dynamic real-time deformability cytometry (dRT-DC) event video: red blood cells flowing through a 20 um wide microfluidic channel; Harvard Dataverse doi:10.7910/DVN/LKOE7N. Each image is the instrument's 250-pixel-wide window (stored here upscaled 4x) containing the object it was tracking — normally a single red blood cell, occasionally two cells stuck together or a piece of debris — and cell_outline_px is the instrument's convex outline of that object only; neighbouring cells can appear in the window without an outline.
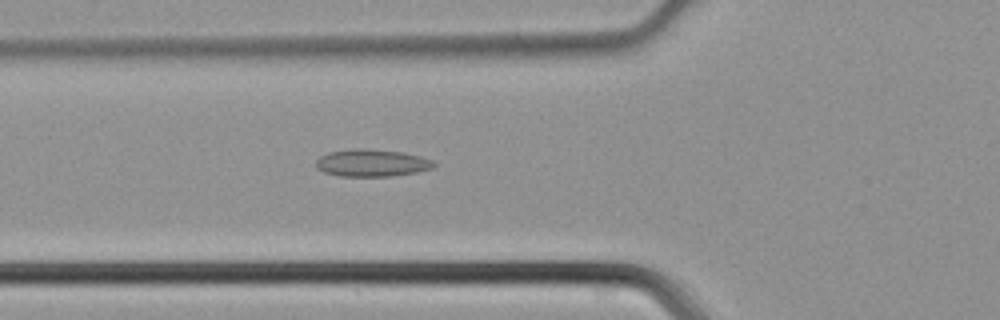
{"species": "common noctule bat (a hibernating species)", "species_latin": "Nyctalus noctula", "temperature_condition": "cold", "stored_images_in_passage": 33, "camera_frame_rate_fps": 3000, "um_per_image_px": 0.085, "animal": {"sex": "male", "body_mass_g": 21.5, "forearm_length_mm": 52.0}, "frame": {"image": 1, "passage_image": 7, "time_ms": 2.0, "image_size_px": [1000, 320], "cell_outline_px": [[436, 164], [432, 168], [416, 172], [392, 176], [340, 176], [324, 172], [316, 168], [316, 160], [320, 156], [328, 152], [352, 148], [368, 148], [404, 152], [420, 156], [432, 160]], "centroid_in_image_um": [31.58, 13.83], "position_along_channel_um": 94.2, "area_um2": 18.9}}
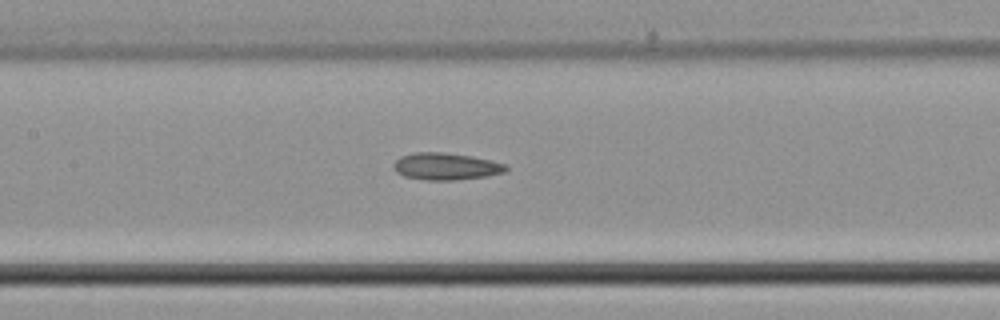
{"frame": {"image": 2, "passage_image": 12, "time_ms": 3.667, "image_size_px": [1000, 320], "cell_outline_px": [[508, 168], [504, 172], [488, 176], [456, 180], [428, 180], [404, 176], [396, 172], [392, 164], [400, 156], [416, 152], [440, 152], [472, 156], [492, 160], [504, 164]], "centroid_in_image_um": [37.89, 14.14], "position_along_channel_um": 169.5, "area_um2": 17.69}}
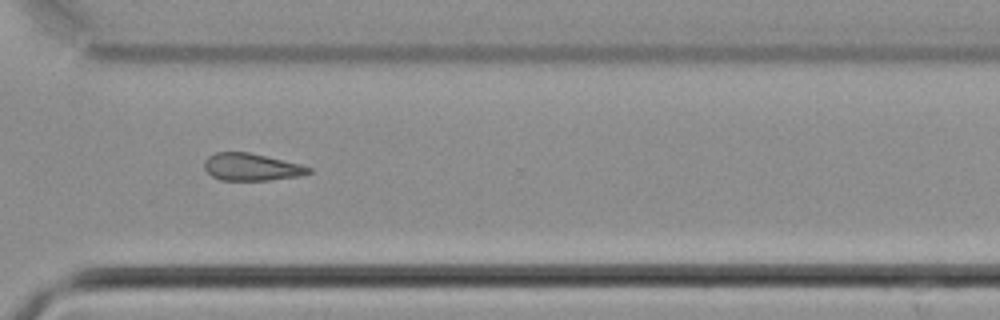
{"frame": {"image": 3, "passage_image": 24, "time_ms": 7.667, "image_size_px": [1000, 320], "cell_outline_px": [[312, 172], [300, 176], [268, 180], [220, 180], [212, 176], [204, 168], [204, 160], [208, 156], [216, 152], [248, 152], [300, 164], [312, 168]], "centroid_in_image_um": [21.36, 14.2], "position_along_channel_um": 349.2, "area_um2": 16.53}}